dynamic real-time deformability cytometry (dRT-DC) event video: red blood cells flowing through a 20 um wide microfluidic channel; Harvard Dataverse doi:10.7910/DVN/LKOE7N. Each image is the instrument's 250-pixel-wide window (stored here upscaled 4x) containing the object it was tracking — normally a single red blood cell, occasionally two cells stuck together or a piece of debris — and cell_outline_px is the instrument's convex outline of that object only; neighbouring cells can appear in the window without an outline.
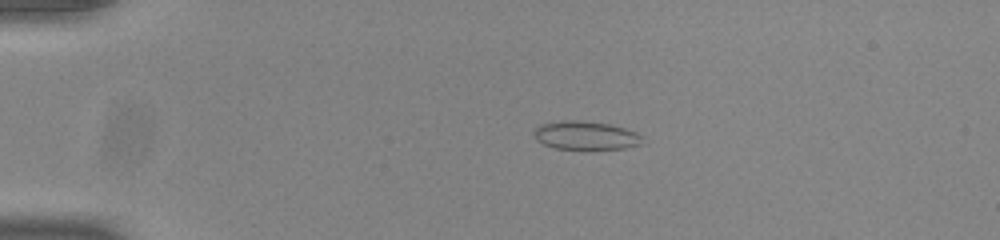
{"species": "common noctule bat (a hibernating species)", "species_latin": "Nyctalus noctula", "temperature_condition": "room temperature", "stored_images_in_passage": 44, "camera_frame_rate_fps": 3000, "um_per_image_px": 0.085, "animal": {"sex": "male", "body_mass_g": 20.0, "forearm_length_mm": 53.3}, "frame": {"image": 1, "passage_image": 4, "time_ms": 1.0, "image_size_px": [1000, 240], "cell_outline_px": [[644, 144], [624, 148], [552, 148], [536, 140], [532, 136], [532, 128], [540, 124], [564, 120], [580, 120], [608, 124], [624, 128], [636, 132], [644, 136]], "centroid_in_image_um": [49.75, 11.5], "position_along_channel_um": 35.2, "area_um2": 18.15}}
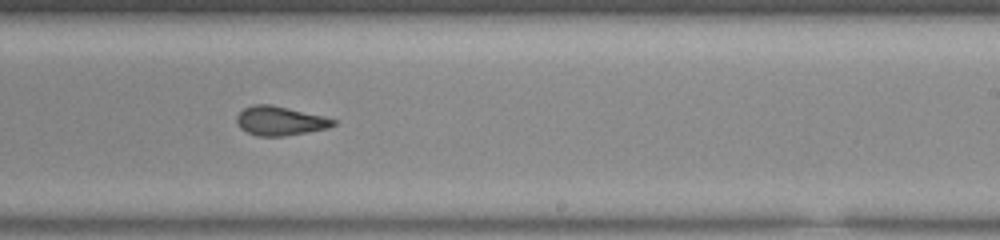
{"frame": {"image": 2, "passage_image": 26, "time_ms": 8.333, "image_size_px": [1000, 240], "cell_outline_px": [[336, 124], [328, 128], [284, 136], [256, 136], [240, 128], [236, 120], [236, 116], [244, 108], [252, 104], [272, 104], [324, 116], [336, 120]], "centroid_in_image_um": [23.79, 10.26], "position_along_channel_um": 265.2, "area_um2": 16.42}}
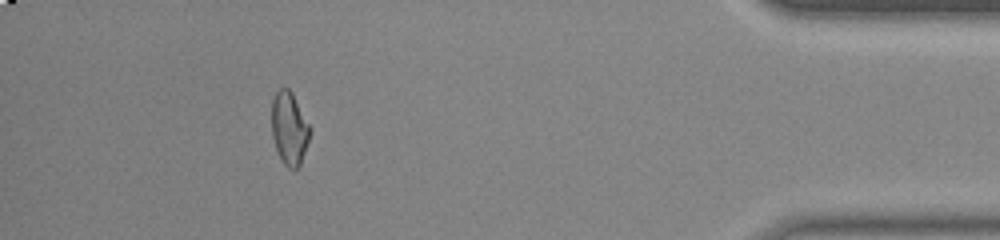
{"frame": {"image": 3, "passage_image": 41, "time_ms": 13.333, "image_size_px": [1000, 240], "cell_outline_px": [[308, 140], [300, 164], [296, 168], [288, 168], [284, 164], [276, 148], [272, 136], [272, 100], [276, 92], [280, 88], [288, 88], [292, 92], [308, 124]], "centroid_in_image_um": [24.55, 10.89], "position_along_channel_um": 410.6, "area_um2": 15.66}}